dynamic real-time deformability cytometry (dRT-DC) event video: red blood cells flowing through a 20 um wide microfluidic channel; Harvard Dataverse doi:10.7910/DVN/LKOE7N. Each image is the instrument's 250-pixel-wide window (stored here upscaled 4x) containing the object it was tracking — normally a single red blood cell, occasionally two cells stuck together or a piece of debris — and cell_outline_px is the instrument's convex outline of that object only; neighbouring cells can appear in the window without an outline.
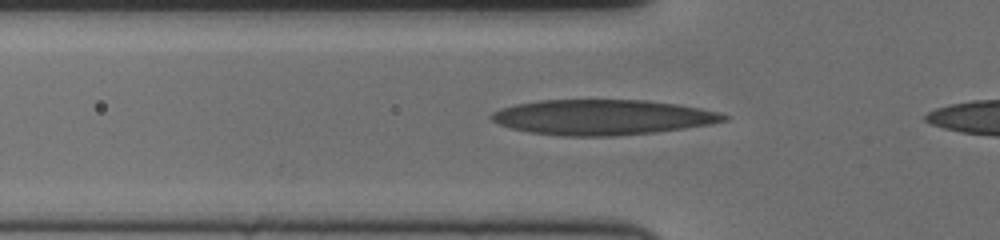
{"species": "human", "species_latin": "Homo sapiens", "temperature_condition": "cold", "stored_images_in_passage": 32, "camera_frame_rate_fps": 3000, "um_per_image_px": 0.085, "donor": {"sex": "female"}, "frame": {"image": 1, "passage_image": 4, "time_ms": 1.0, "image_size_px": [1000, 240], "cell_outline_px": [[728, 120], [712, 124], [656, 132], [612, 136], [564, 136], [528, 132], [512, 128], [500, 124], [492, 120], [488, 116], [492, 112], [500, 108], [516, 104], [540, 100], [644, 100], [676, 104], [700, 108], [720, 112], [728, 116]], "centroid_in_image_um": [51.2, 9.96], "position_along_channel_um": 74.6, "area_um2": 47.74}}
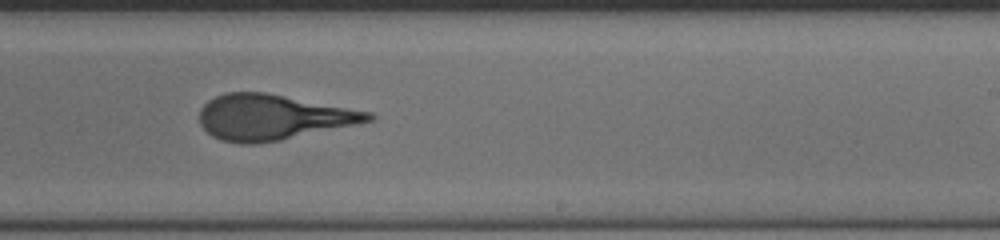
{"frame": {"image": 2, "passage_image": 20, "time_ms": 6.333, "image_size_px": [1000, 240], "cell_outline_px": [[376, 116], [372, 120], [280, 140], [256, 144], [240, 144], [220, 140], [212, 136], [200, 124], [200, 108], [208, 100], [224, 92], [264, 92], [372, 112]], "centroid_in_image_um": [23.12, 9.96], "position_along_channel_um": 265.9, "area_um2": 44.27}}
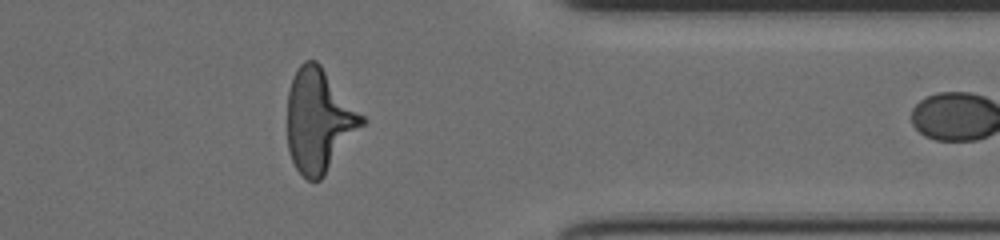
{"frame": {"image": 3, "passage_image": 31, "time_ms": 10.0, "image_size_px": [1000, 240], "cell_outline_px": [[364, 124], [324, 176], [320, 180], [308, 180], [296, 168], [288, 152], [288, 92], [296, 68], [304, 60], [316, 60], [320, 64], [364, 116]], "centroid_in_image_um": [27.1, 10.24], "position_along_channel_um": 384.3, "area_um2": 44.51}}